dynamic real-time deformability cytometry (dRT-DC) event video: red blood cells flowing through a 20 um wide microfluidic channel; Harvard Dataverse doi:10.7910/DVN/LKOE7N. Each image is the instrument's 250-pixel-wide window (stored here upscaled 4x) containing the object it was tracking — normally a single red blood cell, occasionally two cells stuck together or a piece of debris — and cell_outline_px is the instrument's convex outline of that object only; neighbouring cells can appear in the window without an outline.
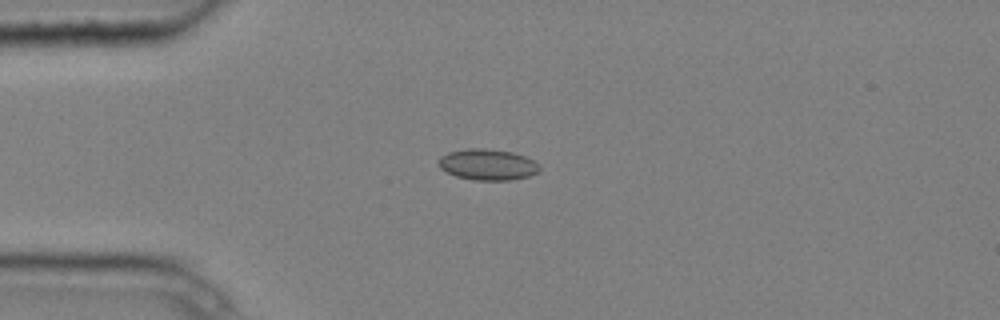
{"species": "common noctule bat (a hibernating species)", "species_latin": "Nyctalus noctula", "temperature_condition": "cold", "stored_images_in_passage": 10, "camera_frame_rate_fps": 3000, "um_per_image_px": 0.085, "animal": {"sex": "male", "body_mass_g": 20.4}, "frame": {"image": 1, "passage_image": 4, "time_ms": 1.0, "image_size_px": [1000, 320], "cell_outline_px": [[540, 172], [528, 176], [512, 180], [476, 180], [456, 176], [440, 168], [440, 156], [448, 152], [468, 148], [484, 148], [512, 152], [524, 156], [532, 160], [540, 168]], "centroid_in_image_um": [41.46, 13.99], "position_along_channel_um": 43.5, "area_um2": 18.09}}
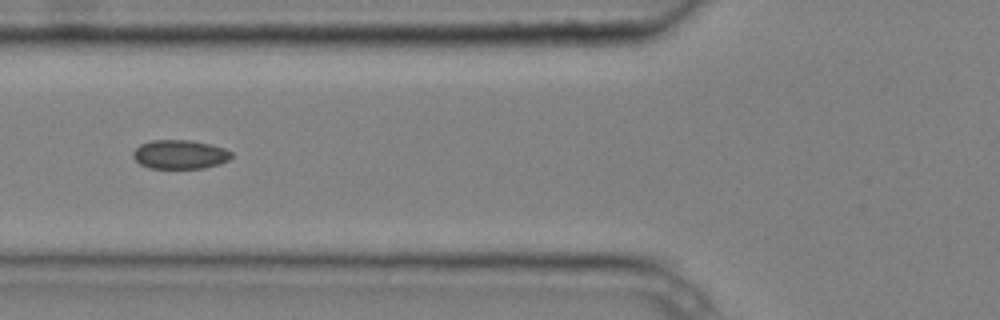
{"frame": {"image": 2, "passage_image": 6, "time_ms": 1.667, "image_size_px": [1000, 320], "cell_outline_px": [[232, 156], [228, 160], [220, 164], [204, 168], [148, 168], [140, 164], [132, 156], [132, 152], [140, 144], [152, 140], [188, 140], [208, 144], [224, 148], [232, 152]], "centroid_in_image_um": [15.27, 13.13], "position_along_channel_um": 110.5, "area_um2": 16.59}}
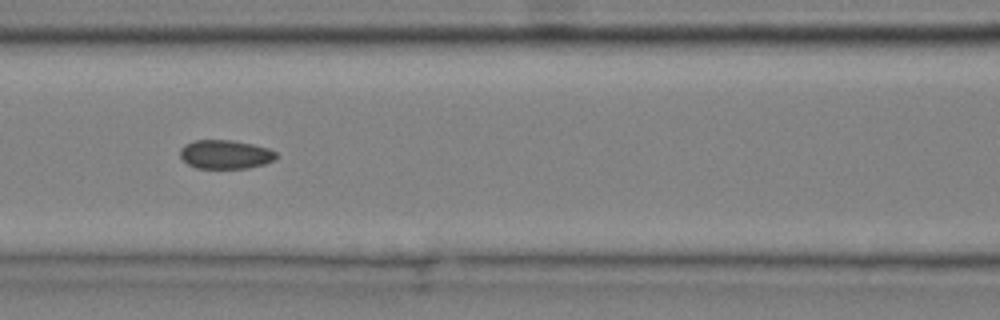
{"frame": {"image": 3, "passage_image": 7, "time_ms": 2.0, "image_size_px": [1000, 320], "cell_outline_px": [[280, 156], [276, 160], [264, 164], [248, 168], [196, 168], [188, 164], [180, 156], [180, 148], [184, 144], [196, 140], [232, 140], [252, 144], [268, 148], [276, 152]], "centroid_in_image_um": [19.19, 13.12], "position_along_channel_um": 147.4, "area_um2": 16.3}}